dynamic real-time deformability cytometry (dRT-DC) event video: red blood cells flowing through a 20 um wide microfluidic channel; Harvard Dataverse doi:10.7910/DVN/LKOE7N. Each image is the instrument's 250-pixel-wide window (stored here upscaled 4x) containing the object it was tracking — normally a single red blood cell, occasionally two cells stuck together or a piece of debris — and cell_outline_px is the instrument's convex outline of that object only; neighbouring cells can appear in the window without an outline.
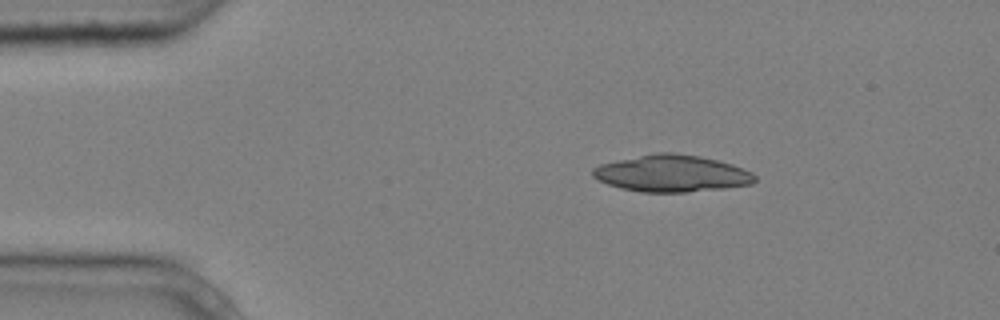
{"species": "common noctule bat (a hibernating species)", "species_latin": "Nyctalus noctula", "temperature_condition": "cold", "stored_images_in_passage": 1, "camera_frame_rate_fps": 3000, "um_per_image_px": 0.085, "animal": {"sex": "male", "body_mass_g": 20.4}, "frame": {"image": 1, "passage_image": 1, "time_ms": 0.0, "image_size_px": [1000, 320], "cell_outline_px": [[756, 180], [752, 184], [724, 188], [688, 192], [640, 192], [620, 188], [608, 184], [592, 176], [592, 168], [600, 164], [656, 152], [672, 152], [700, 156], [732, 164], [752, 172], [756, 176]], "centroid_in_image_um": [57.11, 14.75], "position_along_channel_um": 27.9, "area_um2": 34.74}}